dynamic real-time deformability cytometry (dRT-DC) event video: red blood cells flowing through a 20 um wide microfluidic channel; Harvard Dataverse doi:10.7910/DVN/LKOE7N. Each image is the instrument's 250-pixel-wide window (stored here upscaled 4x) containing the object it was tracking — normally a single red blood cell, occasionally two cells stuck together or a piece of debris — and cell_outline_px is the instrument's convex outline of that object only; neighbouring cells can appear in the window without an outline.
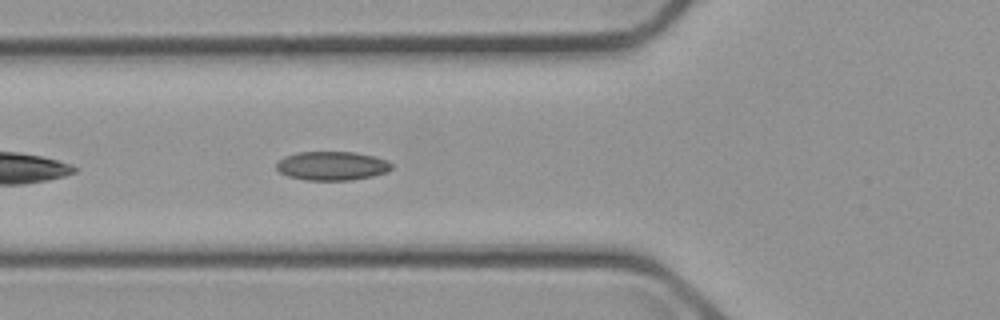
{"species": "common noctule bat (a hibernating species)", "species_latin": "Nyctalus noctula", "temperature_condition": "cold", "stored_images_in_passage": 11, "camera_frame_rate_fps": 3000, "um_per_image_px": 0.085, "animal": {"sex": "male", "body_mass_g": 23.1, "forearm_length_mm": 52.7}, "frame": {"image": 1, "passage_image": 5, "time_ms": 1.333, "image_size_px": [1000, 320], "cell_outline_px": [[392, 168], [388, 172], [372, 176], [352, 180], [304, 180], [288, 176], [280, 172], [276, 168], [276, 164], [284, 156], [300, 152], [352, 152], [372, 156], [388, 160], [392, 164]], "centroid_in_image_um": [28.23, 14.1], "position_along_channel_um": 97.6, "area_um2": 19.36}}
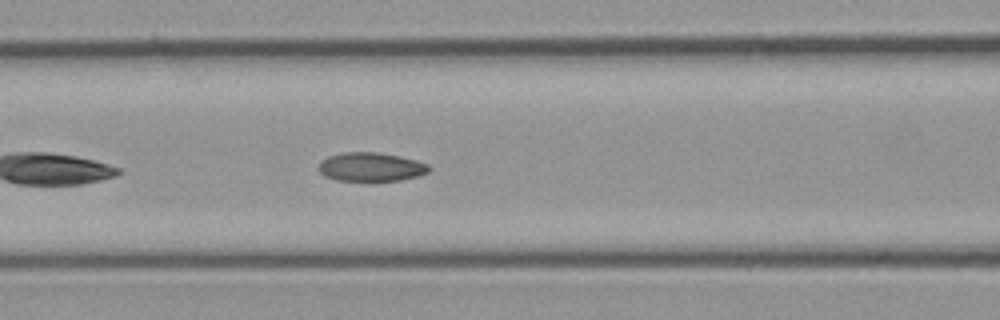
{"frame": {"image": 2, "passage_image": 8, "time_ms": 2.333, "image_size_px": [1000, 320], "cell_outline_px": [[432, 168], [428, 172], [420, 176], [400, 180], [372, 184], [336, 180], [324, 176], [316, 168], [320, 160], [328, 156], [344, 152], [376, 152], [400, 156], [416, 160], [428, 164]], "centroid_in_image_um": [31.51, 14.24], "position_along_channel_um": 135.1, "area_um2": 19.59}}